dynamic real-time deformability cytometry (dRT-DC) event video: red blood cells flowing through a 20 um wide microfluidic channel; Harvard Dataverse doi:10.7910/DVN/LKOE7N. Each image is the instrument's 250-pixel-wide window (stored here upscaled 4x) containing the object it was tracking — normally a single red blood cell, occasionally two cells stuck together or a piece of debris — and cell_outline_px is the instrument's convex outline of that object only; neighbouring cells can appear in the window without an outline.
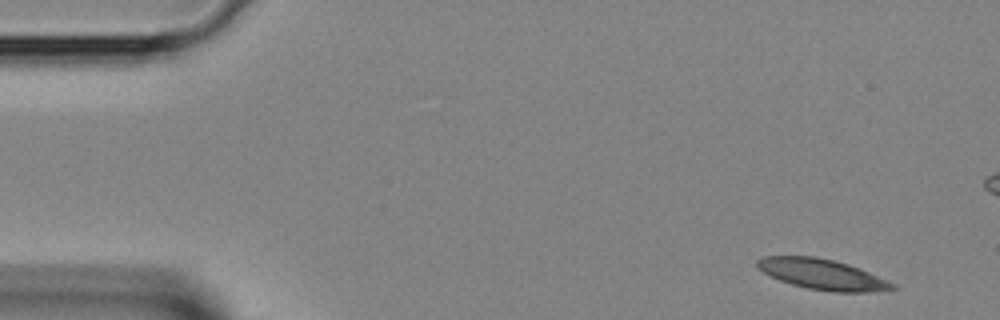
{"species": "Egyptian fruit bat (a non-hibernating species)", "species_latin": "Rousettus aegyptiacus", "temperature_condition": "room temperature", "stored_images_in_passage": 4, "camera_frame_rate_fps": 3000, "um_per_image_px": 0.085, "animal": {"sex": "female"}, "frame": {"image": 1, "passage_image": 1, "time_ms": 0.0, "image_size_px": [1000, 320], "cell_outline_px": [[896, 288], [868, 292], [832, 292], [808, 288], [792, 284], [780, 280], [756, 268], [756, 260], [764, 256], [816, 256], [848, 264], [868, 272], [896, 284]], "centroid_in_image_um": [69.86, 23.31], "position_along_channel_um": 15.1, "area_um2": 23.76}}